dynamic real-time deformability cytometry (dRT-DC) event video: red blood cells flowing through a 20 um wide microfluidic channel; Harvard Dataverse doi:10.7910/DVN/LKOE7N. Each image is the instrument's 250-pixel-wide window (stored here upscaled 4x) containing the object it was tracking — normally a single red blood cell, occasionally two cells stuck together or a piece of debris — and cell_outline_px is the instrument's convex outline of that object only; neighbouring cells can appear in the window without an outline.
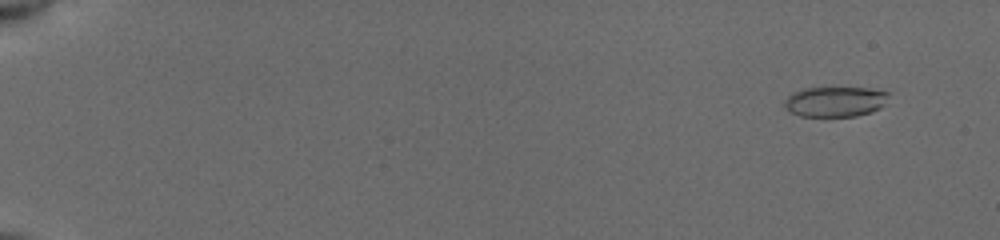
{"species": "common noctule bat (a hibernating species)", "species_latin": "Nyctalus noctula", "temperature_condition": "cold", "stored_images_in_passage": 55, "camera_frame_rate_fps": 3000, "um_per_image_px": 0.085, "animal": {"sex": "female", "body_mass_g": 19.5, "forearm_length_mm": 54.1}, "frame": {"image": 1, "passage_image": 5, "time_ms": 1.333, "image_size_px": [1000, 240], "cell_outline_px": [[888, 96], [884, 104], [880, 108], [872, 112], [856, 116], [800, 116], [792, 112], [784, 104], [784, 100], [792, 92], [804, 88], [868, 88], [888, 92]], "centroid_in_image_um": [70.99, 8.63], "position_along_channel_um": 14.0, "area_um2": 18.21}}
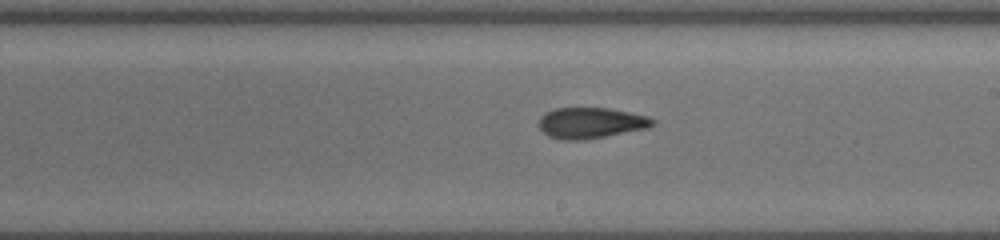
{"frame": {"image": 2, "passage_image": 35, "time_ms": 11.333, "image_size_px": [1000, 240], "cell_outline_px": [[656, 120], [648, 128], [584, 140], [560, 140], [548, 136], [540, 128], [540, 116], [544, 112], [556, 108], [608, 108], [648, 116]], "centroid_in_image_um": [50.2, 10.45], "position_along_channel_um": 238.8, "area_um2": 20.4}}
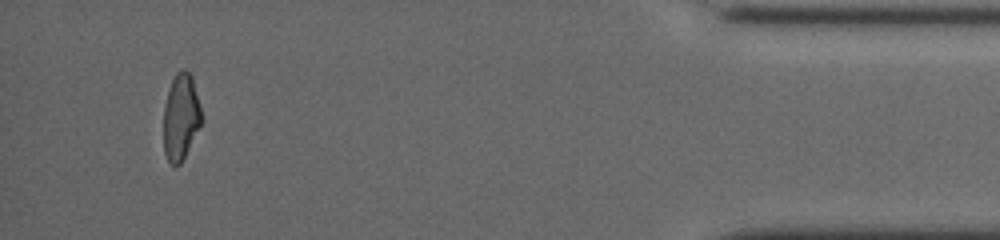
{"frame": {"image": 3, "passage_image": 53, "time_ms": 17.333, "image_size_px": [1000, 240], "cell_outline_px": [[204, 120], [180, 164], [176, 168], [168, 160], [164, 152], [164, 108], [168, 92], [172, 80], [176, 72], [180, 68], [184, 68], [192, 76]], "centroid_in_image_um": [15.39, 9.94], "position_along_channel_um": 419.8, "area_um2": 19.19}, "authors_computed_cell_mechanics": {"area_um2": 20.0566, "velocity_mm_per_s": 3.9491, "shape_relaxation_time_tau1_ms": null, "shape_relaxation_time_tau2_ms": 3.252, "deformation_change_tau1": null, "deformation_change_tau2": 0.098}}